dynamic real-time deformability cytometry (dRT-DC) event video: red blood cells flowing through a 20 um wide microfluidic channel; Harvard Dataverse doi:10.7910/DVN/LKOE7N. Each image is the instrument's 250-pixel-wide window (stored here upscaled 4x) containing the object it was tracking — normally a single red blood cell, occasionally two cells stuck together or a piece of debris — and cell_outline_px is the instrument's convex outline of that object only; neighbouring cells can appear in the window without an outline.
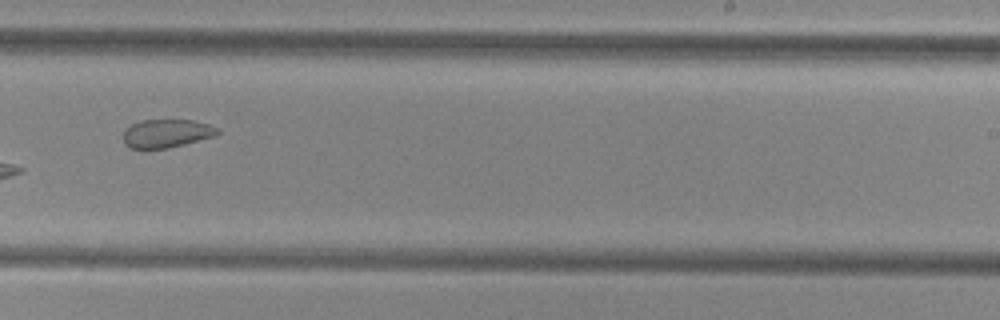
{"species": "common noctule bat (a hibernating species)", "species_latin": "Nyctalus noctula", "temperature_condition": "cold", "stored_images_in_passage": 8, "camera_frame_rate_fps": 3000, "um_per_image_px": 0.085, "animal": {"sex": "female", "body_mass_g": 29.2, "forearm_length_mm": 56.3}, "frame": {"image": 1, "passage_image": 7, "time_ms": 2.0, "image_size_px": [1000, 320], "cell_outline_px": [[220, 132], [216, 136], [168, 148], [132, 148], [124, 144], [124, 128], [140, 120], [192, 120], [208, 124], [220, 128]], "centroid_in_image_um": [14.18, 11.33], "position_along_channel_um": 274.8, "area_um2": 15.61}}
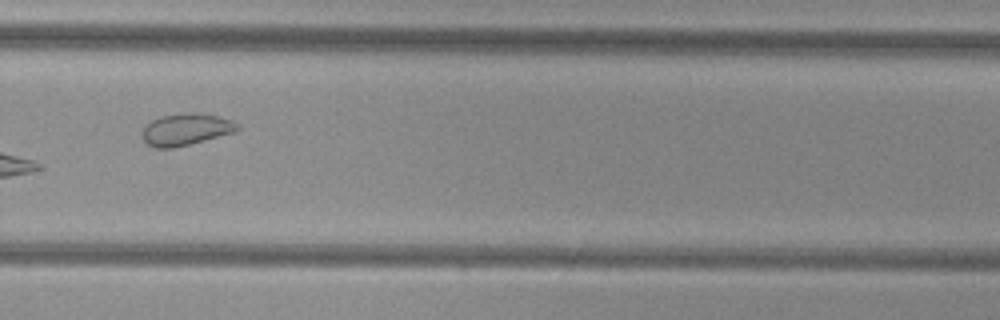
{"frame": {"image": 2, "passage_image": 8, "time_ms": 2.333, "image_size_px": [1000, 320], "cell_outline_px": [[240, 128], [236, 132], [172, 148], [156, 148], [148, 144], [144, 140], [144, 128], [152, 120], [160, 116], [192, 112], [216, 116], [232, 120]], "centroid_in_image_um": [15.82, 11.0], "position_along_channel_um": 314.0, "area_um2": 17.22}}